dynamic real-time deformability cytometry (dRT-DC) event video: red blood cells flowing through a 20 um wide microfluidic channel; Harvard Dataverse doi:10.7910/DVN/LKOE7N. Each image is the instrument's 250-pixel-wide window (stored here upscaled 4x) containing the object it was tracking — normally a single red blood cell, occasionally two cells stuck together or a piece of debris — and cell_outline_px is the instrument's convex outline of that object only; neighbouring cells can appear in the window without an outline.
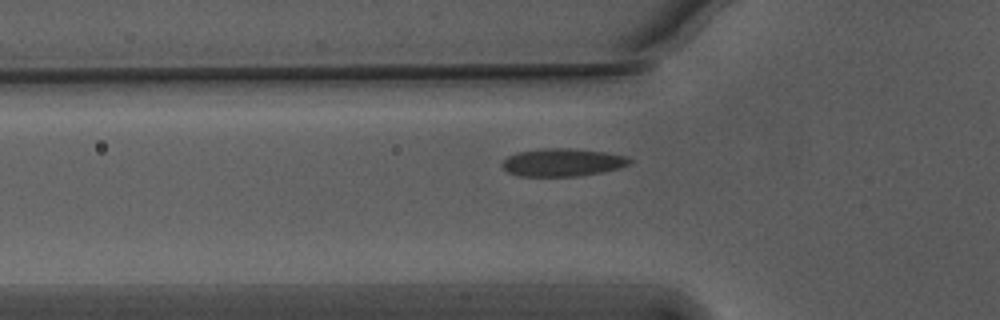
{"species": "Egyptian fruit bat (a non-hibernating species)", "species_latin": "Rousettus aegyptiacus", "temperature_condition": "warm", "stored_images_in_passage": 35, "camera_frame_rate_fps": 3000, "um_per_image_px": 0.085, "animal": {"sex": "male"}, "frame": {"image": 1, "passage_image": 3, "time_ms": 0.667, "image_size_px": [1000, 320], "cell_outline_px": [[632, 160], [628, 164], [620, 168], [600, 172], [576, 176], [516, 176], [508, 172], [500, 164], [508, 156], [516, 152], [540, 148], [572, 148], [604, 152], [628, 156]], "centroid_in_image_um": [47.78, 13.79], "position_along_channel_um": 78.0, "area_um2": 20.75}}
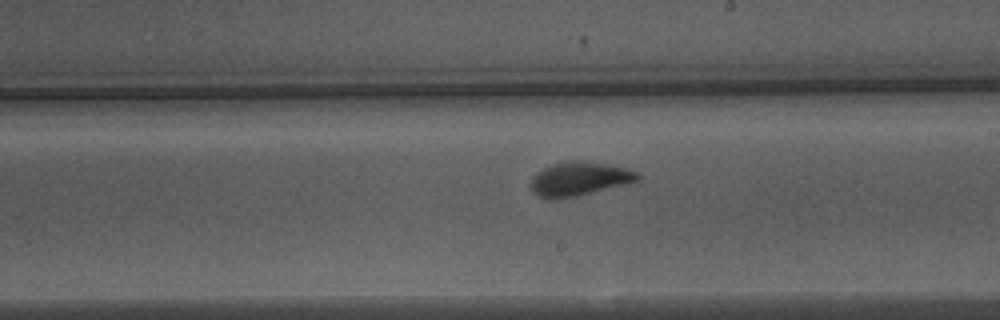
{"frame": {"image": 2, "passage_image": 16, "time_ms": 5.0, "image_size_px": [1000, 320], "cell_outline_px": [[640, 180], [628, 184], [560, 200], [552, 200], [540, 196], [532, 192], [528, 184], [532, 176], [536, 172], [552, 164], [572, 160], [580, 160], [608, 164], [628, 168], [636, 172], [640, 176]], "centroid_in_image_um": [49.21, 15.21], "position_along_channel_um": 239.8, "area_um2": 21.56}}
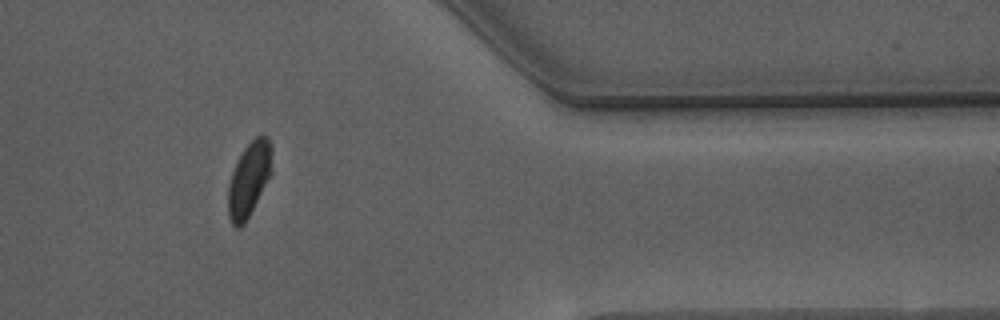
{"frame": {"image": 3, "passage_image": 30, "time_ms": 9.667, "image_size_px": [1000, 320], "cell_outline_px": [[272, 172], [244, 224], [240, 228], [236, 228], [232, 224], [228, 216], [228, 184], [232, 172], [244, 148], [260, 132], [268, 136], [272, 144]], "centroid_in_image_um": [21.18, 15.19], "position_along_channel_um": 390.2, "area_um2": 19.07}}